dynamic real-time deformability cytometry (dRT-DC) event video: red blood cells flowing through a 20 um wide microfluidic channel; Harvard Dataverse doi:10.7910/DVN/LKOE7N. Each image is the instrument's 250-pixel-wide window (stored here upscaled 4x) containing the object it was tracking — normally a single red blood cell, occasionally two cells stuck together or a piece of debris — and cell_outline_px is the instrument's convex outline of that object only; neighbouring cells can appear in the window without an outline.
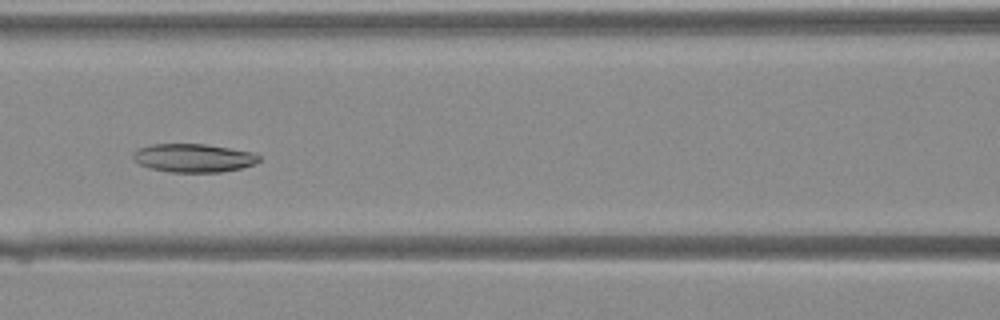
{"species": "Egyptian fruit bat (a non-hibernating species)", "species_latin": "Rousettus aegyptiacus", "temperature_condition": "warm", "stored_images_in_passage": 44, "camera_frame_rate_fps": 3000, "um_per_image_px": 0.085, "animal": {"sex": "female"}, "frame": {"image": 1, "passage_image": 21, "time_ms": 6.667, "image_size_px": [1000, 320], "cell_outline_px": [[260, 160], [256, 164], [240, 168], [220, 172], [168, 172], [148, 168], [140, 164], [132, 156], [140, 148], [152, 144], [204, 144], [252, 152], [260, 156]], "centroid_in_image_um": [16.47, 13.43], "position_along_channel_um": 150.1, "area_um2": 20.69}}
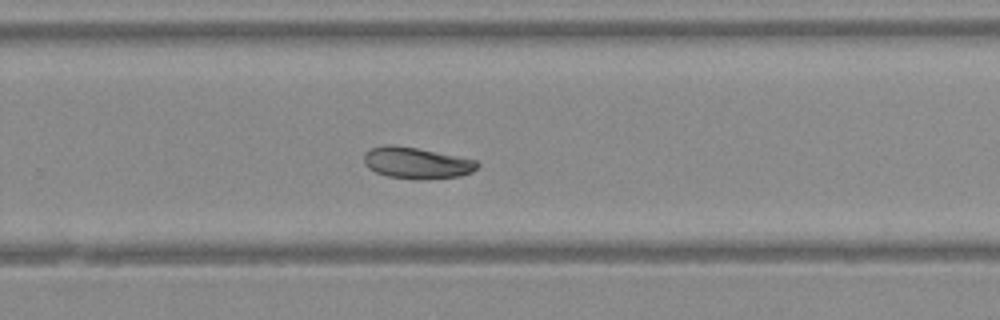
{"frame": {"image": 2, "passage_image": 30, "time_ms": 9.667, "image_size_px": [1000, 320], "cell_outline_px": [[480, 164], [472, 172], [460, 176], [424, 180], [420, 180], [388, 176], [376, 172], [368, 168], [364, 164], [364, 152], [372, 148], [384, 144], [392, 144], [416, 148], [476, 160]], "centroid_in_image_um": [35.39, 13.85], "position_along_channel_um": 294.4, "area_um2": 20.75}}
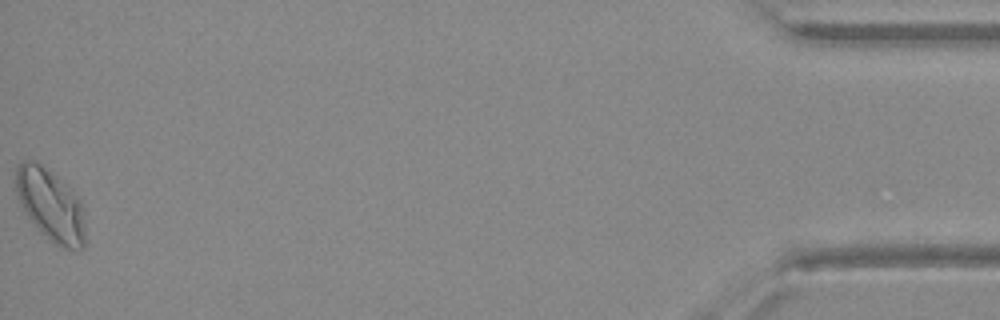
{"frame": {"image": 3, "passage_image": 44, "time_ms": 14.333, "image_size_px": [1000, 320], "cell_outline_px": [[84, 248], [80, 252], [64, 248], [56, 244], [40, 232], [24, 212], [16, 192], [16, 168], [24, 160], [36, 160], [56, 176], [80, 200], [84, 208]], "centroid_in_image_um": [4.31, 17.46], "position_along_channel_um": 430.9, "area_um2": 29.07}}